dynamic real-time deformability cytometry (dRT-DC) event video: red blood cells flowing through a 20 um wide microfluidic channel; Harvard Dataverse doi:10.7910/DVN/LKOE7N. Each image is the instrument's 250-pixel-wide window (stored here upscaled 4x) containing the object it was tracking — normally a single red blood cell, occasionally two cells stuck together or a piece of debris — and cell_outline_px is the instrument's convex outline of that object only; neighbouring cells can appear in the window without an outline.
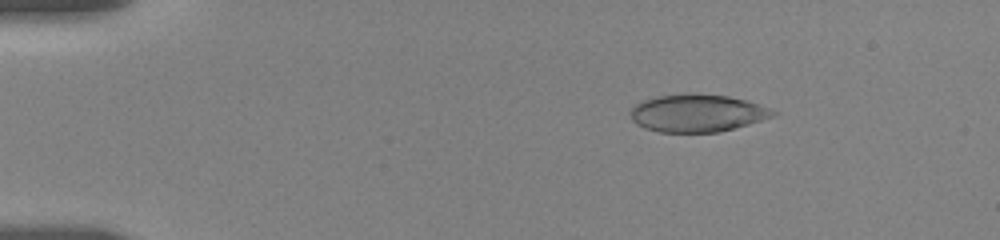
{"species": "human", "species_latin": "Homo sapiens", "temperature_condition": "room temperature", "stored_images_in_passage": 49, "camera_frame_rate_fps": 3000, "um_per_image_px": 0.085, "donor": {"sex": "female"}, "frame": {"image": 1, "passage_image": 2, "time_ms": 0.333, "image_size_px": [1000, 240], "cell_outline_px": [[780, 112], [772, 116], [748, 124], [720, 132], [660, 132], [644, 128], [636, 124], [632, 120], [628, 112], [636, 104], [644, 100], [656, 96], [684, 92], [688, 92], [728, 96], [748, 100]], "centroid_in_image_um": [59.24, 9.6], "position_along_channel_um": 25.8, "area_um2": 31.56}}
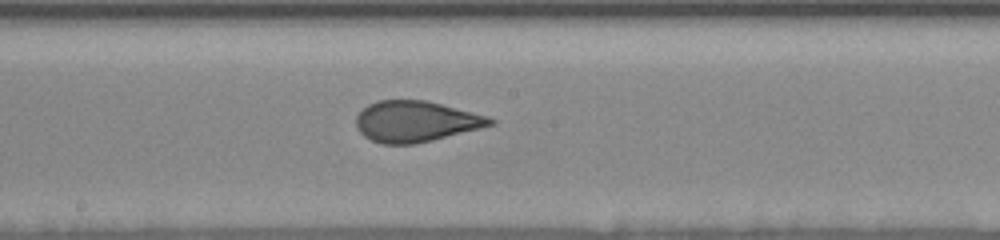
{"frame": {"image": 2, "passage_image": 24, "time_ms": 7.667, "image_size_px": [1000, 240], "cell_outline_px": [[496, 124], [416, 144], [380, 144], [364, 136], [356, 128], [356, 116], [368, 104], [376, 100], [424, 100], [488, 116], [496, 120]], "centroid_in_image_um": [35.32, 10.33], "position_along_channel_um": 212.9, "area_um2": 31.85}}
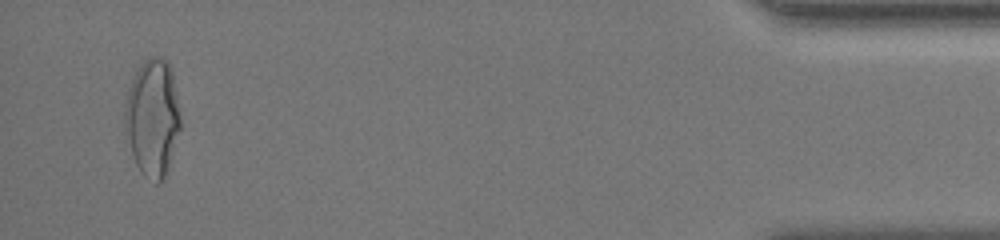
{"frame": {"image": 3, "passage_image": 47, "time_ms": 15.333, "image_size_px": [1000, 240], "cell_outline_px": [[180, 128], [164, 176], [156, 184], [144, 176], [140, 172], [136, 164], [132, 152], [124, 120], [124, 108], [128, 88], [140, 64], [148, 56], [160, 56], [168, 60], [172, 68], [180, 116]], "centroid_in_image_um": [12.96, 9.92], "position_along_channel_um": 422.2, "area_um2": 37.63}, "authors_computed_cell_mechanics": {"area_um2": 32.3102, "velocity_mm_per_s": 3.6289, "shape_relaxation_time_tau1_ms": 6.0972, "shape_relaxation_time_tau2_ms": 0.8723, "deformation_change_tau1": 0.1593, "deformation_change_tau2": 0.0816}}